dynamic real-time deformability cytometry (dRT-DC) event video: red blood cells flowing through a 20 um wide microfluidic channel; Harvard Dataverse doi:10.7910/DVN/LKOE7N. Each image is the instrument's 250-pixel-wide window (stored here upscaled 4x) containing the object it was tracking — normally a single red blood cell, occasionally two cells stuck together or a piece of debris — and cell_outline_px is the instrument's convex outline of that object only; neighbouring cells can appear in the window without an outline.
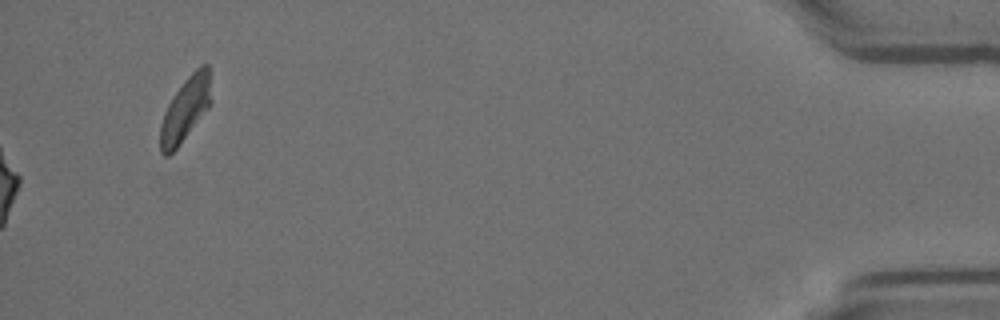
{"species": "Egyptian fruit bat (a non-hibernating species)", "species_latin": "Rousettus aegyptiacus", "temperature_condition": "room temperature", "stored_images_in_passage": 40, "camera_frame_rate_fps": 3000, "um_per_image_px": 0.085, "animal": {"sex": "female"}, "frame": {"image": 1, "passage_image": 40, "time_ms": 13.0, "image_size_px": [1000, 320], "cell_outline_px": [[212, 104], [176, 148], [168, 156], [164, 156], [160, 152], [160, 124], [164, 112], [172, 96], [188, 76], [200, 64], [208, 64], [212, 100]], "centroid_in_image_um": [15.76, 9.27], "position_along_channel_um": 419.4, "area_um2": 19.02}}